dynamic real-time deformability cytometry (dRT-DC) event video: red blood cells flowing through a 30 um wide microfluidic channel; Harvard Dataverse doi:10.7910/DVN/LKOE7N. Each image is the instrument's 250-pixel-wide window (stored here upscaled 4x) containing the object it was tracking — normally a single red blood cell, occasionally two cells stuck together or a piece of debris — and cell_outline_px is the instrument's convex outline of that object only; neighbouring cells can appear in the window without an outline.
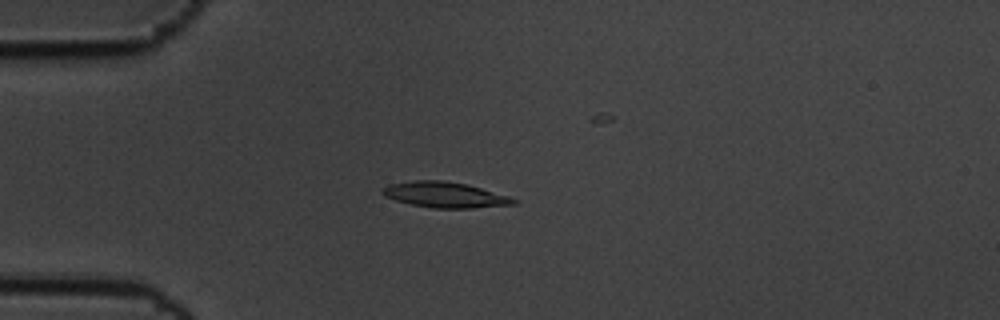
{"species": "common noctule bat (a hibernating species)", "species_latin": "Nyctalus noctula", "temperature_condition": "cold", "stored_images_in_passage": 35, "camera_frame_rate_fps": 3000, "um_per_image_px": 0.085, "animal": {"sex": "male", "body_mass_g": 19.5, "forearm_length_mm": 54.6}, "frame": {"image": 1, "passage_image": 4, "time_ms": 1.0, "image_size_px": [1000, 320], "cell_outline_px": [[516, 204], [472, 208], [432, 208], [412, 204], [396, 200], [384, 196], [380, 192], [380, 188], [388, 184], [416, 180], [444, 180], [468, 184], [508, 196], [516, 200]], "centroid_in_image_um": [37.77, 16.55], "position_along_channel_um": 47.2, "area_um2": 19.59}}
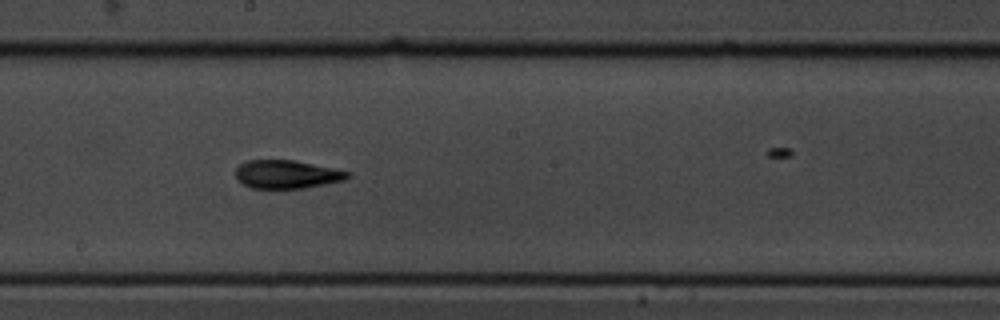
{"frame": {"image": 2, "passage_image": 21, "time_ms": 6.667, "image_size_px": [1000, 320], "cell_outline_px": [[352, 176], [344, 180], [304, 188], [252, 188], [236, 180], [236, 168], [240, 164], [248, 160], [292, 160], [352, 172]], "centroid_in_image_um": [24.38, 14.82], "position_along_channel_um": 223.8, "area_um2": 18.38}}
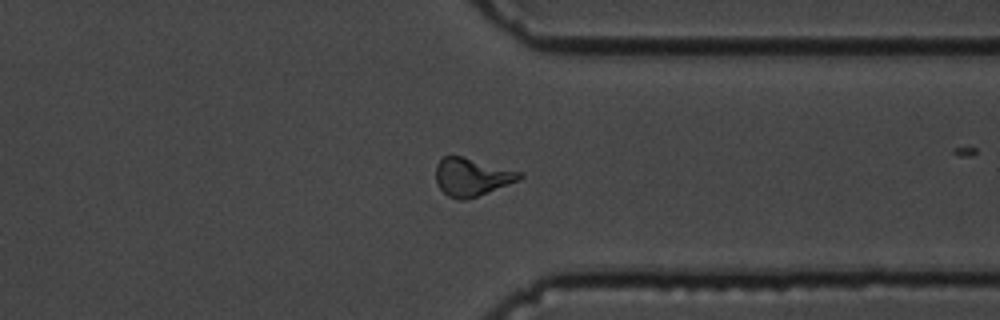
{"frame": {"image": 3, "passage_image": 34, "time_ms": 11.0, "image_size_px": [1000, 320], "cell_outline_px": [[524, 176], [520, 180], [488, 192], [464, 200], [456, 200], [448, 196], [436, 184], [436, 164], [444, 156], [464, 156], [524, 172]], "centroid_in_image_um": [40.13, 15.03], "position_along_channel_um": 371.3, "area_um2": 18.73}}